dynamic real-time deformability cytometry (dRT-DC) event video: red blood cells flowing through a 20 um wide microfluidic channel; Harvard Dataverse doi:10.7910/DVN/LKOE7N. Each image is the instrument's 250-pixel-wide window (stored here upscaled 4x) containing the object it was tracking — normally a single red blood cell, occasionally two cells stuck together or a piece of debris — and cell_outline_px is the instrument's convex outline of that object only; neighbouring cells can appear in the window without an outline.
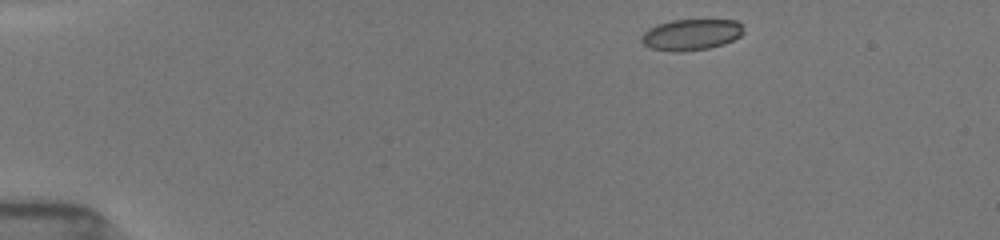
{"species": "common noctule bat (a hibernating species)", "species_latin": "Nyctalus noctula", "temperature_condition": "room temperature", "stored_images_in_passage": 45, "camera_frame_rate_fps": 3000, "um_per_image_px": 0.085, "animal": {"sex": "female", "body_mass_g": 19.5, "forearm_length_mm": 54.1}, "frame": {"image": 1, "passage_image": 1, "time_ms": 0.0, "image_size_px": [1000, 240], "cell_outline_px": [[744, 32], [740, 36], [724, 44], [708, 48], [680, 52], [676, 52], [652, 48], [644, 44], [640, 40], [640, 36], [648, 28], [656, 24], [672, 20], [736, 20], [744, 24]], "centroid_in_image_um": [58.76, 2.93], "position_along_channel_um": 26.2, "area_um2": 18.67}}
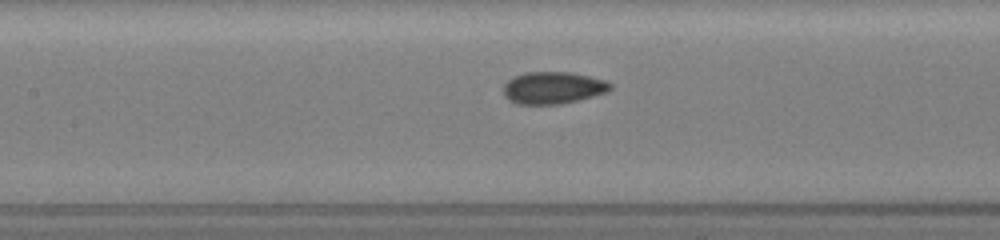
{"frame": {"image": 2, "passage_image": 18, "time_ms": 5.667, "image_size_px": [1000, 240], "cell_outline_px": [[612, 88], [608, 92], [580, 100], [560, 104], [516, 104], [508, 100], [504, 96], [504, 84], [508, 80], [524, 72], [572, 72], [604, 80], [612, 84]], "centroid_in_image_um": [47.01, 7.47], "position_along_channel_um": 160.4, "area_um2": 20.11}}
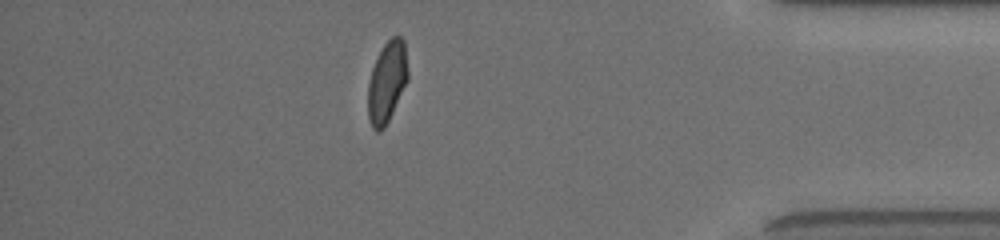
{"frame": {"image": 3, "passage_image": 39, "time_ms": 12.667, "image_size_px": [1000, 240], "cell_outline_px": [[408, 80], [384, 128], [380, 132], [376, 132], [372, 128], [368, 116], [368, 84], [372, 68], [384, 44], [392, 36], [400, 36], [404, 40], [408, 72]], "centroid_in_image_um": [32.89, 6.98], "position_along_channel_um": 402.3, "area_um2": 18.73}, "authors_computed_cell_mechanics": {"area_um2": 19.4208, "velocity_mm_per_s": 3.9158, "shape_relaxation_time_tau1_ms": 6.2422, "shape_relaxation_time_tau2_ms": 0.972, "deformation_change_tau1": 0.1525, "deformation_change_tau2": 0.0529}}